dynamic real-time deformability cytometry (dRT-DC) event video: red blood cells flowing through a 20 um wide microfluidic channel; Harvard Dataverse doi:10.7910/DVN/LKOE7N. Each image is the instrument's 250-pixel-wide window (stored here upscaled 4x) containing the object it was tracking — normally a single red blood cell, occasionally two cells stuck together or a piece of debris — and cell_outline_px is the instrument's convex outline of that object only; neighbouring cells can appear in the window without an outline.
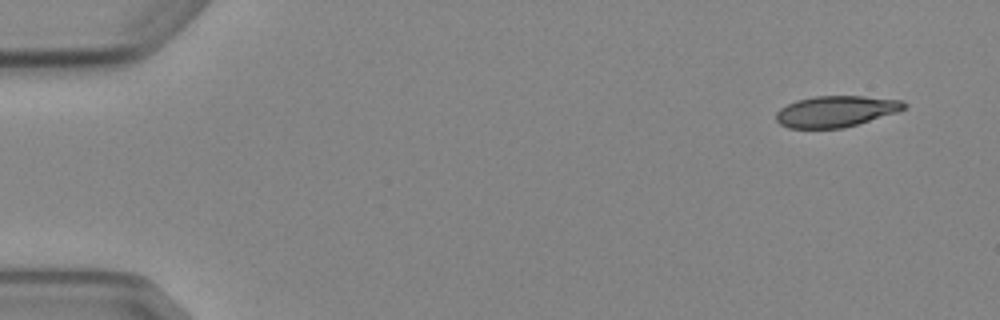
{"species": "Egyptian fruit bat (a non-hibernating species)", "species_latin": "Rousettus aegyptiacus", "temperature_condition": "cold", "stored_images_in_passage": 5, "camera_frame_rate_fps": 3000, "um_per_image_px": 0.085, "animal": {"sex": "female"}, "frame": {"image": 1, "passage_image": 1, "time_ms": 0.0, "image_size_px": [1000, 320], "cell_outline_px": [[908, 104], [904, 108], [896, 112], [844, 128], [788, 128], [780, 124], [776, 120], [776, 112], [780, 108], [796, 100], [816, 96], [864, 96], [900, 100]], "centroid_in_image_um": [71.02, 9.46], "position_along_channel_um": 14.0, "area_um2": 23.06}}
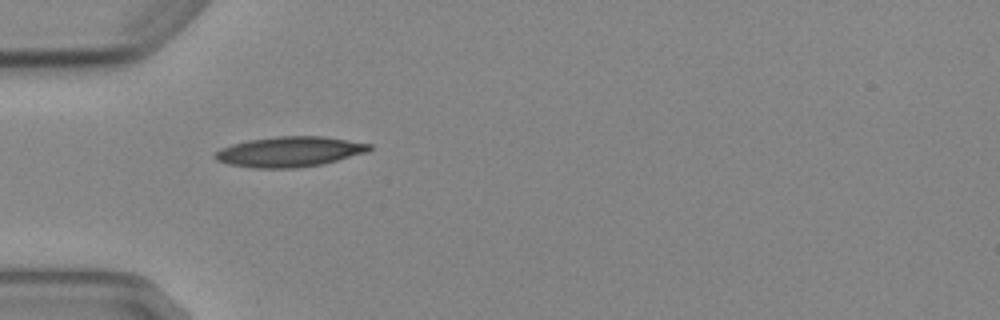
{"frame": {"image": 2, "passage_image": 5, "time_ms": 4.333, "image_size_px": [1000, 320], "cell_outline_px": [[372, 148], [368, 152], [320, 164], [296, 168], [252, 168], [228, 164], [216, 160], [212, 156], [220, 148], [232, 144], [248, 140], [276, 136], [324, 136], [372, 144]], "centroid_in_image_um": [24.58, 12.89], "position_along_channel_um": 60.4, "area_um2": 27.22}}